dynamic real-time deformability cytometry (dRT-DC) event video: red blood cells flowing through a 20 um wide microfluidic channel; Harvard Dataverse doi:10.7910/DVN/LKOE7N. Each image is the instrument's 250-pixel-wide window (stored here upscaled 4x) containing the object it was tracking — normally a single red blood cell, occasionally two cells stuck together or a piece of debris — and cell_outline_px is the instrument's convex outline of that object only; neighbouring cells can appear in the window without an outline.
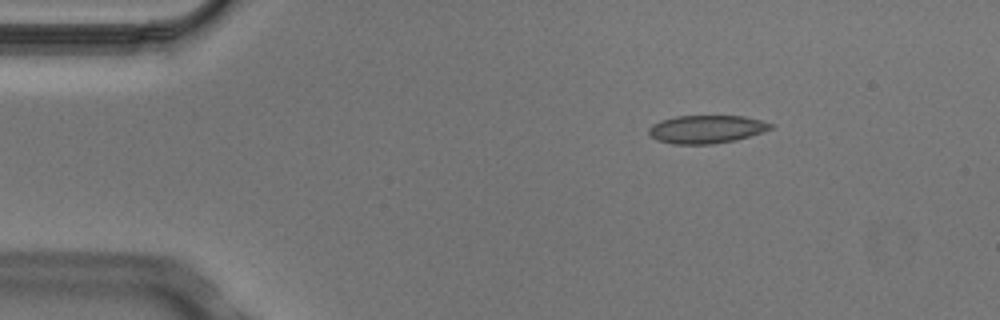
{"species": "Egyptian fruit bat (a non-hibernating species)", "species_latin": "Rousettus aegyptiacus", "temperature_condition": "cold", "stored_images_in_passage": 3, "camera_frame_rate_fps": 3000, "um_per_image_px": 0.085, "animal": {"sex": "male"}, "frame": {"image": 1, "passage_image": 1, "time_ms": 0.0, "image_size_px": [1000, 320], "cell_outline_px": [[776, 124], [772, 128], [736, 140], [712, 144], [672, 144], [656, 140], [648, 132], [648, 128], [652, 124], [660, 120], [676, 116], [744, 116]], "centroid_in_image_um": [60.02, 10.98], "position_along_channel_um": 25.0, "area_um2": 19.94}}